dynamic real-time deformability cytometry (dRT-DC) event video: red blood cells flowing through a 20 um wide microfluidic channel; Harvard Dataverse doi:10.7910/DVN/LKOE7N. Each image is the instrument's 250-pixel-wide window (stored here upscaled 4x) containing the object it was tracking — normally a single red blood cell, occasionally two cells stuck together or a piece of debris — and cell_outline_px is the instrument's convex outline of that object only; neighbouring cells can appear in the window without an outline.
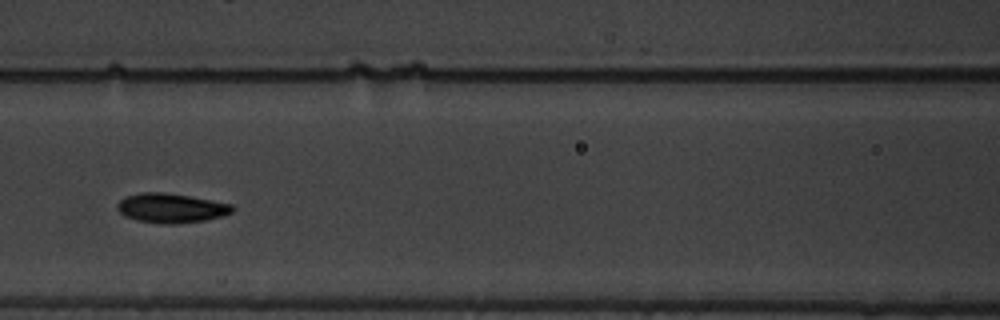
{"species": "common noctule bat (a hibernating species)", "species_latin": "Nyctalus noctula", "temperature_condition": "warm", "stored_images_in_passage": 34, "camera_frame_rate_fps": 3000, "um_per_image_px": 0.085, "animal": {"sex": "male", "body_mass_g": 19.5, "forearm_length_mm": 54.6}, "frame": {"image": 1, "passage_image": 10, "time_ms": 3.0, "image_size_px": [1000, 320], "cell_outline_px": [[236, 208], [232, 212], [220, 216], [204, 220], [176, 224], [160, 224], [136, 220], [124, 216], [116, 208], [116, 204], [120, 200], [128, 196], [140, 192], [164, 192], [188, 196], [232, 204]], "centroid_in_image_um": [14.51, 17.69], "position_along_channel_um": 152.1, "area_um2": 19.71}}
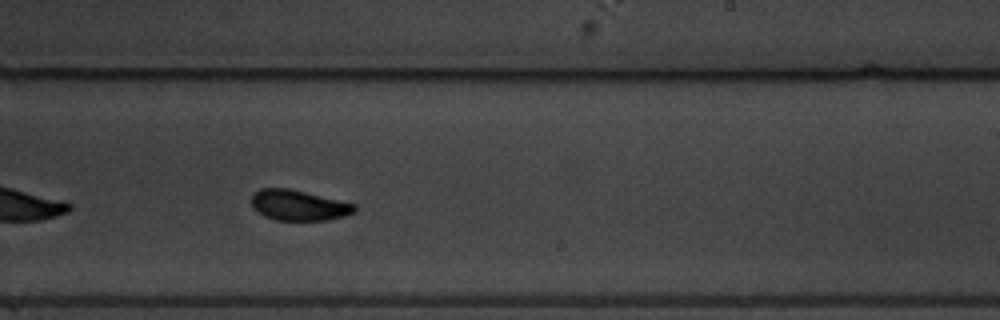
{"frame": {"image": 2, "passage_image": 20, "time_ms": 6.333, "image_size_px": [1000, 320], "cell_outline_px": [[356, 212], [344, 216], [328, 220], [276, 220], [264, 216], [252, 208], [252, 196], [260, 188], [288, 188], [356, 204]], "centroid_in_image_um": [25.39, 17.45], "position_along_channel_um": 263.6, "area_um2": 18.26}, "authors_computed_cell_mechanics": {"area_um2": 19.1607, "velocity_mm_per_s": 3.3576, "shape_relaxation_time_tau1_ms": 2.197, "shape_relaxation_time_tau2_ms": 2.0319, "deformation_change_tau1": 0.1362, "deformation_change_tau2": 0.07}}